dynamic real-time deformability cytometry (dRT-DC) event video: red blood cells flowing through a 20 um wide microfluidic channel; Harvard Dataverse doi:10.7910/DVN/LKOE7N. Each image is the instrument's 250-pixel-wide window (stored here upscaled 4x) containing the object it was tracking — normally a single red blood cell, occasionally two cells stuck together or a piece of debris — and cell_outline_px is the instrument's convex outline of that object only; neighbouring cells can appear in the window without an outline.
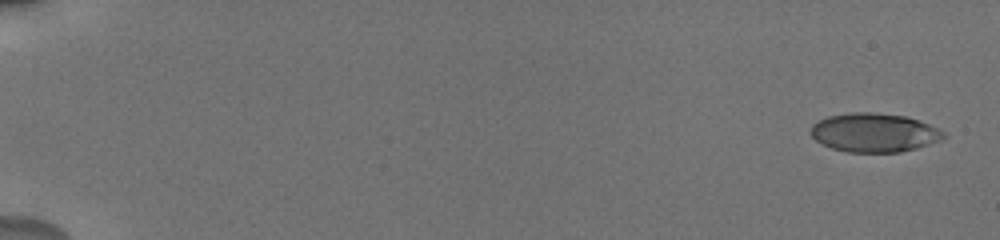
{"species": "human", "species_latin": "Homo sapiens", "temperature_condition": "cold", "stored_images_in_passage": 9, "camera_frame_rate_fps": 3000, "um_per_image_px": 0.085, "donor": {"sex": "male"}, "frame": {"image": 1, "passage_image": 1, "time_ms": 0.0, "image_size_px": [1000, 240], "cell_outline_px": [[948, 132], [940, 140], [916, 148], [900, 152], [848, 152], [832, 148], [816, 140], [812, 136], [812, 124], [828, 116], [848, 112], [872, 112], [904, 116], [928, 124]], "centroid_in_image_um": [74.31, 11.27], "position_along_channel_um": 10.7, "area_um2": 29.82}}
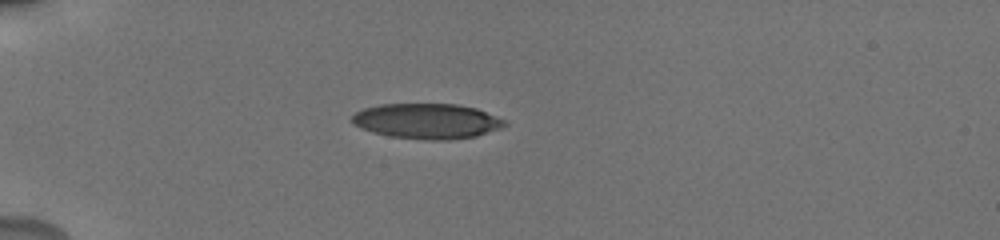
{"frame": {"image": 2, "passage_image": 7, "time_ms": 5.0, "image_size_px": [1000, 240], "cell_outline_px": [[508, 124], [500, 128], [476, 136], [448, 140], [432, 140], [388, 136], [372, 132], [352, 124], [352, 116], [356, 112], [364, 108], [380, 104], [460, 104], [476, 108], [504, 120]], "centroid_in_image_um": [36.28, 10.29], "position_along_channel_um": 48.7, "area_um2": 31.27}}
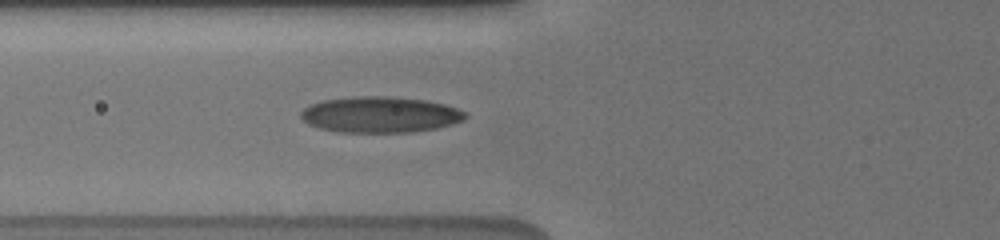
{"frame": {"image": 3, "passage_image": 9, "time_ms": 7.0, "image_size_px": [1000, 240], "cell_outline_px": [[468, 116], [464, 120], [452, 124], [436, 128], [412, 132], [340, 132], [320, 128], [308, 124], [300, 116], [300, 112], [304, 108], [312, 104], [324, 100], [352, 96], [384, 96], [428, 100], [444, 104], [456, 108], [464, 112]], "centroid_in_image_um": [32.32, 9.74], "position_along_channel_um": 93.5, "area_um2": 34.45}}